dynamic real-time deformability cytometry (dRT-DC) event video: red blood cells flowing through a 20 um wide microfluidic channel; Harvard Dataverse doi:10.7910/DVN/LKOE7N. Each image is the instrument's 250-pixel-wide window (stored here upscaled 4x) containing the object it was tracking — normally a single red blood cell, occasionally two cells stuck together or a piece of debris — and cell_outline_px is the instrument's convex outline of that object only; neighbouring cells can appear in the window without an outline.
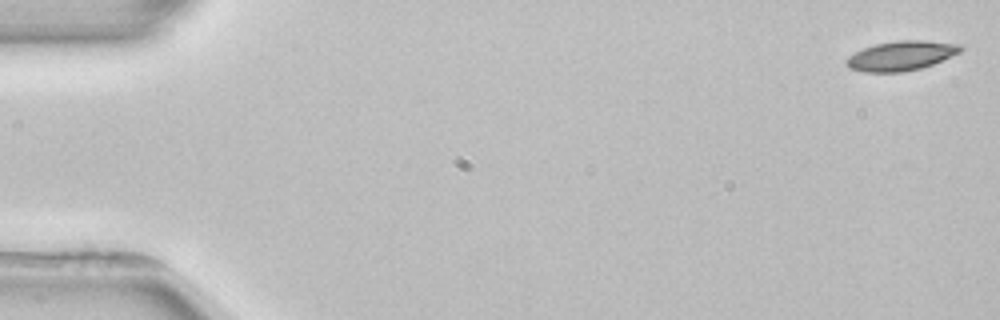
{"species": "common noctule bat (a hibernating species)", "species_latin": "Nyctalus noctula", "temperature_condition": "room temperature", "stored_images_in_passage": 5, "segment_of_instrument_passage": [2, 2], "camera_frame_rate_fps": 3000, "um_per_image_px": 0.085, "animal": {"sex": "female", "body_mass_g": 22.7, "forearm_length_mm": 54.2}, "frame": {"image": 1, "passage_image": 5, "time_ms": 6.0, "image_size_px": [1000, 320], "cell_outline_px": [[964, 48], [960, 52], [932, 64], [920, 68], [900, 72], [864, 72], [848, 68], [844, 60], [848, 56], [864, 48], [876, 44], [896, 40], [924, 40], [964, 44]], "centroid_in_image_um": [76.6, 4.73], "position_along_channel_um": 8.4, "area_um2": 19.71}}